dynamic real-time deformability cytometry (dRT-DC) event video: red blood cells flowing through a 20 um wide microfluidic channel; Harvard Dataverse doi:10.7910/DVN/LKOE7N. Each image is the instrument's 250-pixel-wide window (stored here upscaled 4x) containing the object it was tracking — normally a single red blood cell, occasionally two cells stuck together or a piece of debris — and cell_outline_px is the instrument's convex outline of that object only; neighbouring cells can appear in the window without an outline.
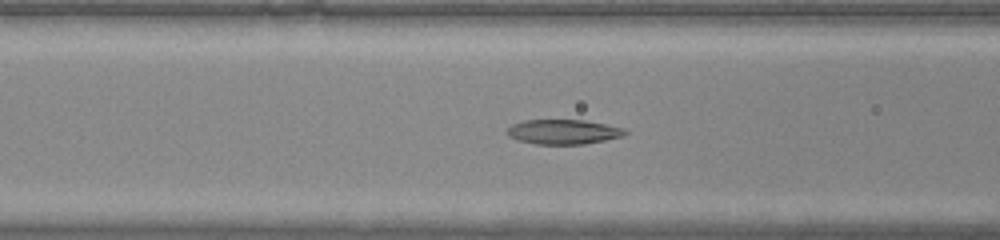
{"species": "common noctule bat (a hibernating species)", "species_latin": "Nyctalus noctula", "temperature_condition": "warm", "stored_images_in_passage": 38, "camera_frame_rate_fps": 3000, "um_per_image_px": 0.085, "animal": {"sex": "male", "body_mass_g": 20.0, "forearm_length_mm": 53.3}, "frame": {"image": 1, "passage_image": 11, "time_ms": 3.333, "image_size_px": [1000, 240], "cell_outline_px": [[628, 132], [624, 136], [584, 144], [536, 144], [516, 140], [508, 136], [508, 128], [512, 124], [524, 120], [584, 120], [624, 128]], "centroid_in_image_um": [47.88, 11.21], "position_along_channel_um": 118.7, "area_um2": 16.94}}
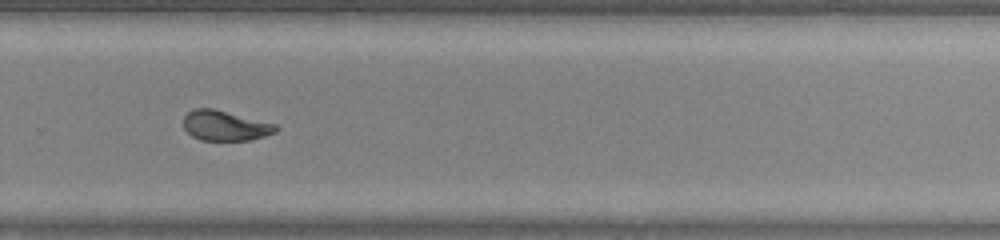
{"frame": {"image": 2, "passage_image": 24, "time_ms": 7.667, "image_size_px": [1000, 240], "cell_outline_px": [[280, 128], [276, 132], [264, 136], [248, 140], [200, 140], [192, 136], [184, 128], [184, 116], [188, 112], [196, 108], [212, 108], [276, 124]], "centroid_in_image_um": [19.14, 10.68], "position_along_channel_um": 310.7, "area_um2": 16.07}}
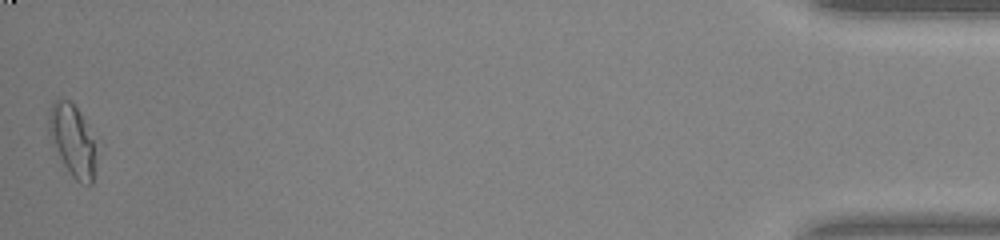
{"frame": {"image": 3, "passage_image": 38, "time_ms": 12.333, "image_size_px": [1000, 240], "cell_outline_px": [[96, 164], [92, 184], [80, 184], [72, 176], [64, 164], [48, 132], [48, 112], [52, 100], [68, 100], [76, 108], [84, 120], [92, 140], [96, 160]], "centroid_in_image_um": [6.14, 11.94], "position_along_channel_um": 429.1, "area_um2": 19.25}}